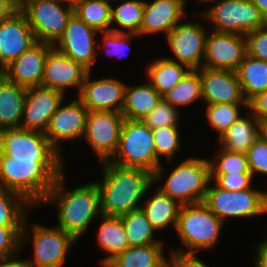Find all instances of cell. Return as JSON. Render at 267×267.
<instances>
[{
  "instance_id": "cell-44",
  "label": "cell",
  "mask_w": 267,
  "mask_h": 267,
  "mask_svg": "<svg viewBox=\"0 0 267 267\" xmlns=\"http://www.w3.org/2000/svg\"><path fill=\"white\" fill-rule=\"evenodd\" d=\"M251 173L211 174V182L228 191H241L252 187Z\"/></svg>"
},
{
  "instance_id": "cell-39",
  "label": "cell",
  "mask_w": 267,
  "mask_h": 267,
  "mask_svg": "<svg viewBox=\"0 0 267 267\" xmlns=\"http://www.w3.org/2000/svg\"><path fill=\"white\" fill-rule=\"evenodd\" d=\"M156 158L161 163V156L165 157L167 162L174 161V156L180 150V131L179 127H162L152 130Z\"/></svg>"
},
{
  "instance_id": "cell-41",
  "label": "cell",
  "mask_w": 267,
  "mask_h": 267,
  "mask_svg": "<svg viewBox=\"0 0 267 267\" xmlns=\"http://www.w3.org/2000/svg\"><path fill=\"white\" fill-rule=\"evenodd\" d=\"M22 228L23 226H0V261L16 258L20 253Z\"/></svg>"
},
{
  "instance_id": "cell-22",
  "label": "cell",
  "mask_w": 267,
  "mask_h": 267,
  "mask_svg": "<svg viewBox=\"0 0 267 267\" xmlns=\"http://www.w3.org/2000/svg\"><path fill=\"white\" fill-rule=\"evenodd\" d=\"M89 70L54 48L48 53L42 86L67 93V88H78L80 93ZM70 87V88H69Z\"/></svg>"
},
{
  "instance_id": "cell-6",
  "label": "cell",
  "mask_w": 267,
  "mask_h": 267,
  "mask_svg": "<svg viewBox=\"0 0 267 267\" xmlns=\"http://www.w3.org/2000/svg\"><path fill=\"white\" fill-rule=\"evenodd\" d=\"M211 182L209 160L188 157L178 163L158 187L181 205L203 202Z\"/></svg>"
},
{
  "instance_id": "cell-18",
  "label": "cell",
  "mask_w": 267,
  "mask_h": 267,
  "mask_svg": "<svg viewBox=\"0 0 267 267\" xmlns=\"http://www.w3.org/2000/svg\"><path fill=\"white\" fill-rule=\"evenodd\" d=\"M36 43L33 30L22 12L0 21V74Z\"/></svg>"
},
{
  "instance_id": "cell-37",
  "label": "cell",
  "mask_w": 267,
  "mask_h": 267,
  "mask_svg": "<svg viewBox=\"0 0 267 267\" xmlns=\"http://www.w3.org/2000/svg\"><path fill=\"white\" fill-rule=\"evenodd\" d=\"M206 118L210 126L218 131V137L228 130L241 116L240 108L247 110V104H206Z\"/></svg>"
},
{
  "instance_id": "cell-32",
  "label": "cell",
  "mask_w": 267,
  "mask_h": 267,
  "mask_svg": "<svg viewBox=\"0 0 267 267\" xmlns=\"http://www.w3.org/2000/svg\"><path fill=\"white\" fill-rule=\"evenodd\" d=\"M123 221L124 231L130 247L164 244L155 238L156 229L145 216L141 208L120 216Z\"/></svg>"
},
{
  "instance_id": "cell-21",
  "label": "cell",
  "mask_w": 267,
  "mask_h": 267,
  "mask_svg": "<svg viewBox=\"0 0 267 267\" xmlns=\"http://www.w3.org/2000/svg\"><path fill=\"white\" fill-rule=\"evenodd\" d=\"M200 79L203 103L247 104L236 71L201 67Z\"/></svg>"
},
{
  "instance_id": "cell-25",
  "label": "cell",
  "mask_w": 267,
  "mask_h": 267,
  "mask_svg": "<svg viewBox=\"0 0 267 267\" xmlns=\"http://www.w3.org/2000/svg\"><path fill=\"white\" fill-rule=\"evenodd\" d=\"M26 91L0 74V131L20 127Z\"/></svg>"
},
{
  "instance_id": "cell-23",
  "label": "cell",
  "mask_w": 267,
  "mask_h": 267,
  "mask_svg": "<svg viewBox=\"0 0 267 267\" xmlns=\"http://www.w3.org/2000/svg\"><path fill=\"white\" fill-rule=\"evenodd\" d=\"M183 0H153L145 2V9L142 19L139 37L163 33L166 37L168 33L186 17Z\"/></svg>"
},
{
  "instance_id": "cell-20",
  "label": "cell",
  "mask_w": 267,
  "mask_h": 267,
  "mask_svg": "<svg viewBox=\"0 0 267 267\" xmlns=\"http://www.w3.org/2000/svg\"><path fill=\"white\" fill-rule=\"evenodd\" d=\"M52 49V44L37 42L6 66L1 74L26 89L42 86L46 58Z\"/></svg>"
},
{
  "instance_id": "cell-29",
  "label": "cell",
  "mask_w": 267,
  "mask_h": 267,
  "mask_svg": "<svg viewBox=\"0 0 267 267\" xmlns=\"http://www.w3.org/2000/svg\"><path fill=\"white\" fill-rule=\"evenodd\" d=\"M236 73L247 102L267 90V61L246 55Z\"/></svg>"
},
{
  "instance_id": "cell-35",
  "label": "cell",
  "mask_w": 267,
  "mask_h": 267,
  "mask_svg": "<svg viewBox=\"0 0 267 267\" xmlns=\"http://www.w3.org/2000/svg\"><path fill=\"white\" fill-rule=\"evenodd\" d=\"M162 97L176 108L187 106L196 100L203 101L200 69L190 70L178 84Z\"/></svg>"
},
{
  "instance_id": "cell-57",
  "label": "cell",
  "mask_w": 267,
  "mask_h": 267,
  "mask_svg": "<svg viewBox=\"0 0 267 267\" xmlns=\"http://www.w3.org/2000/svg\"><path fill=\"white\" fill-rule=\"evenodd\" d=\"M101 265H103V267H112L108 262H101Z\"/></svg>"
},
{
  "instance_id": "cell-7",
  "label": "cell",
  "mask_w": 267,
  "mask_h": 267,
  "mask_svg": "<svg viewBox=\"0 0 267 267\" xmlns=\"http://www.w3.org/2000/svg\"><path fill=\"white\" fill-rule=\"evenodd\" d=\"M26 221L27 217L21 231V250L27 239L32 236L34 255L33 258L24 259L25 264L28 267H62L77 240L57 226L33 224L29 231Z\"/></svg>"
},
{
  "instance_id": "cell-36",
  "label": "cell",
  "mask_w": 267,
  "mask_h": 267,
  "mask_svg": "<svg viewBox=\"0 0 267 267\" xmlns=\"http://www.w3.org/2000/svg\"><path fill=\"white\" fill-rule=\"evenodd\" d=\"M26 206L33 208L21 194L0 189V226H23Z\"/></svg>"
},
{
  "instance_id": "cell-11",
  "label": "cell",
  "mask_w": 267,
  "mask_h": 267,
  "mask_svg": "<svg viewBox=\"0 0 267 267\" xmlns=\"http://www.w3.org/2000/svg\"><path fill=\"white\" fill-rule=\"evenodd\" d=\"M21 12L26 16L37 42L53 45L74 14V6L54 0H33Z\"/></svg>"
},
{
  "instance_id": "cell-54",
  "label": "cell",
  "mask_w": 267,
  "mask_h": 267,
  "mask_svg": "<svg viewBox=\"0 0 267 267\" xmlns=\"http://www.w3.org/2000/svg\"><path fill=\"white\" fill-rule=\"evenodd\" d=\"M261 136L267 143V121L261 122Z\"/></svg>"
},
{
  "instance_id": "cell-49",
  "label": "cell",
  "mask_w": 267,
  "mask_h": 267,
  "mask_svg": "<svg viewBox=\"0 0 267 267\" xmlns=\"http://www.w3.org/2000/svg\"><path fill=\"white\" fill-rule=\"evenodd\" d=\"M16 12L8 0H0V21L12 17Z\"/></svg>"
},
{
  "instance_id": "cell-51",
  "label": "cell",
  "mask_w": 267,
  "mask_h": 267,
  "mask_svg": "<svg viewBox=\"0 0 267 267\" xmlns=\"http://www.w3.org/2000/svg\"><path fill=\"white\" fill-rule=\"evenodd\" d=\"M17 12L24 10L33 0H8Z\"/></svg>"
},
{
  "instance_id": "cell-33",
  "label": "cell",
  "mask_w": 267,
  "mask_h": 267,
  "mask_svg": "<svg viewBox=\"0 0 267 267\" xmlns=\"http://www.w3.org/2000/svg\"><path fill=\"white\" fill-rule=\"evenodd\" d=\"M111 6L105 0H76L74 13L98 32L111 31Z\"/></svg>"
},
{
  "instance_id": "cell-13",
  "label": "cell",
  "mask_w": 267,
  "mask_h": 267,
  "mask_svg": "<svg viewBox=\"0 0 267 267\" xmlns=\"http://www.w3.org/2000/svg\"><path fill=\"white\" fill-rule=\"evenodd\" d=\"M206 27L201 23L179 22L166 36L169 48L174 58H168L186 66L189 70L202 67L207 38Z\"/></svg>"
},
{
  "instance_id": "cell-15",
  "label": "cell",
  "mask_w": 267,
  "mask_h": 267,
  "mask_svg": "<svg viewBox=\"0 0 267 267\" xmlns=\"http://www.w3.org/2000/svg\"><path fill=\"white\" fill-rule=\"evenodd\" d=\"M246 55V36L213 31L207 34L202 67L236 71Z\"/></svg>"
},
{
  "instance_id": "cell-45",
  "label": "cell",
  "mask_w": 267,
  "mask_h": 267,
  "mask_svg": "<svg viewBox=\"0 0 267 267\" xmlns=\"http://www.w3.org/2000/svg\"><path fill=\"white\" fill-rule=\"evenodd\" d=\"M247 55L267 61V22L261 28L247 33Z\"/></svg>"
},
{
  "instance_id": "cell-5",
  "label": "cell",
  "mask_w": 267,
  "mask_h": 267,
  "mask_svg": "<svg viewBox=\"0 0 267 267\" xmlns=\"http://www.w3.org/2000/svg\"><path fill=\"white\" fill-rule=\"evenodd\" d=\"M224 222L203 202L182 205L176 232L183 249H173L170 254H196L199 250L213 248L218 242Z\"/></svg>"
},
{
  "instance_id": "cell-52",
  "label": "cell",
  "mask_w": 267,
  "mask_h": 267,
  "mask_svg": "<svg viewBox=\"0 0 267 267\" xmlns=\"http://www.w3.org/2000/svg\"><path fill=\"white\" fill-rule=\"evenodd\" d=\"M252 1L260 10V13L265 22H267V0H252Z\"/></svg>"
},
{
  "instance_id": "cell-3",
  "label": "cell",
  "mask_w": 267,
  "mask_h": 267,
  "mask_svg": "<svg viewBox=\"0 0 267 267\" xmlns=\"http://www.w3.org/2000/svg\"><path fill=\"white\" fill-rule=\"evenodd\" d=\"M63 162L14 160L0 153V189L21 194L35 207L42 204L64 171Z\"/></svg>"
},
{
  "instance_id": "cell-56",
  "label": "cell",
  "mask_w": 267,
  "mask_h": 267,
  "mask_svg": "<svg viewBox=\"0 0 267 267\" xmlns=\"http://www.w3.org/2000/svg\"><path fill=\"white\" fill-rule=\"evenodd\" d=\"M198 1V3H199V1H200V3H205L206 2V4H207V2H216V3H218L220 0H197Z\"/></svg>"
},
{
  "instance_id": "cell-28",
  "label": "cell",
  "mask_w": 267,
  "mask_h": 267,
  "mask_svg": "<svg viewBox=\"0 0 267 267\" xmlns=\"http://www.w3.org/2000/svg\"><path fill=\"white\" fill-rule=\"evenodd\" d=\"M101 225L98 230L97 240L99 247L105 253L106 257L100 262H109L117 254L124 252L129 246L127 237L124 231L123 221L121 217L104 216L101 217Z\"/></svg>"
},
{
  "instance_id": "cell-50",
  "label": "cell",
  "mask_w": 267,
  "mask_h": 267,
  "mask_svg": "<svg viewBox=\"0 0 267 267\" xmlns=\"http://www.w3.org/2000/svg\"><path fill=\"white\" fill-rule=\"evenodd\" d=\"M0 267H28L25 264L24 259H10V260H6V261H0Z\"/></svg>"
},
{
  "instance_id": "cell-10",
  "label": "cell",
  "mask_w": 267,
  "mask_h": 267,
  "mask_svg": "<svg viewBox=\"0 0 267 267\" xmlns=\"http://www.w3.org/2000/svg\"><path fill=\"white\" fill-rule=\"evenodd\" d=\"M0 153L14 160L64 161L43 132L20 127L0 131Z\"/></svg>"
},
{
  "instance_id": "cell-53",
  "label": "cell",
  "mask_w": 267,
  "mask_h": 267,
  "mask_svg": "<svg viewBox=\"0 0 267 267\" xmlns=\"http://www.w3.org/2000/svg\"><path fill=\"white\" fill-rule=\"evenodd\" d=\"M159 267H179V265L177 261L170 255V257L165 259Z\"/></svg>"
},
{
  "instance_id": "cell-58",
  "label": "cell",
  "mask_w": 267,
  "mask_h": 267,
  "mask_svg": "<svg viewBox=\"0 0 267 267\" xmlns=\"http://www.w3.org/2000/svg\"><path fill=\"white\" fill-rule=\"evenodd\" d=\"M105 1L108 3H111L112 1H118V0H105ZM119 1H122V0H119Z\"/></svg>"
},
{
  "instance_id": "cell-12",
  "label": "cell",
  "mask_w": 267,
  "mask_h": 267,
  "mask_svg": "<svg viewBox=\"0 0 267 267\" xmlns=\"http://www.w3.org/2000/svg\"><path fill=\"white\" fill-rule=\"evenodd\" d=\"M124 116L115 111H89L84 139L99 161L109 160L118 147Z\"/></svg>"
},
{
  "instance_id": "cell-31",
  "label": "cell",
  "mask_w": 267,
  "mask_h": 267,
  "mask_svg": "<svg viewBox=\"0 0 267 267\" xmlns=\"http://www.w3.org/2000/svg\"><path fill=\"white\" fill-rule=\"evenodd\" d=\"M163 244L128 247L108 263L112 267H159L165 259Z\"/></svg>"
},
{
  "instance_id": "cell-27",
  "label": "cell",
  "mask_w": 267,
  "mask_h": 267,
  "mask_svg": "<svg viewBox=\"0 0 267 267\" xmlns=\"http://www.w3.org/2000/svg\"><path fill=\"white\" fill-rule=\"evenodd\" d=\"M155 191L156 193L145 201V206L142 203L140 208L156 231L171 225L176 229L182 205L166 195L158 186Z\"/></svg>"
},
{
  "instance_id": "cell-42",
  "label": "cell",
  "mask_w": 267,
  "mask_h": 267,
  "mask_svg": "<svg viewBox=\"0 0 267 267\" xmlns=\"http://www.w3.org/2000/svg\"><path fill=\"white\" fill-rule=\"evenodd\" d=\"M102 35V41L104 42L102 45L103 50L109 56H116L117 58H125L127 49H129V42L132 37H137L138 34L134 33H120L116 31H104L99 32Z\"/></svg>"
},
{
  "instance_id": "cell-26",
  "label": "cell",
  "mask_w": 267,
  "mask_h": 267,
  "mask_svg": "<svg viewBox=\"0 0 267 267\" xmlns=\"http://www.w3.org/2000/svg\"><path fill=\"white\" fill-rule=\"evenodd\" d=\"M162 99V95L147 81L142 85L125 86L121 114L125 119L143 120Z\"/></svg>"
},
{
  "instance_id": "cell-40",
  "label": "cell",
  "mask_w": 267,
  "mask_h": 267,
  "mask_svg": "<svg viewBox=\"0 0 267 267\" xmlns=\"http://www.w3.org/2000/svg\"><path fill=\"white\" fill-rule=\"evenodd\" d=\"M179 116L178 108L162 97L157 106L142 121L152 130L162 127H178Z\"/></svg>"
},
{
  "instance_id": "cell-38",
  "label": "cell",
  "mask_w": 267,
  "mask_h": 267,
  "mask_svg": "<svg viewBox=\"0 0 267 267\" xmlns=\"http://www.w3.org/2000/svg\"><path fill=\"white\" fill-rule=\"evenodd\" d=\"M219 150L215 159L209 160L211 174L251 173L246 154L231 152L223 148Z\"/></svg>"
},
{
  "instance_id": "cell-34",
  "label": "cell",
  "mask_w": 267,
  "mask_h": 267,
  "mask_svg": "<svg viewBox=\"0 0 267 267\" xmlns=\"http://www.w3.org/2000/svg\"><path fill=\"white\" fill-rule=\"evenodd\" d=\"M145 9V0H122L117 7L111 6V23L119 28L112 27V31L120 33L138 34L142 24Z\"/></svg>"
},
{
  "instance_id": "cell-9",
  "label": "cell",
  "mask_w": 267,
  "mask_h": 267,
  "mask_svg": "<svg viewBox=\"0 0 267 267\" xmlns=\"http://www.w3.org/2000/svg\"><path fill=\"white\" fill-rule=\"evenodd\" d=\"M219 33L245 36L266 24L252 0H220L201 15Z\"/></svg>"
},
{
  "instance_id": "cell-14",
  "label": "cell",
  "mask_w": 267,
  "mask_h": 267,
  "mask_svg": "<svg viewBox=\"0 0 267 267\" xmlns=\"http://www.w3.org/2000/svg\"><path fill=\"white\" fill-rule=\"evenodd\" d=\"M96 34L97 30L88 26L74 13L53 48L91 71L98 54L95 50Z\"/></svg>"
},
{
  "instance_id": "cell-55",
  "label": "cell",
  "mask_w": 267,
  "mask_h": 267,
  "mask_svg": "<svg viewBox=\"0 0 267 267\" xmlns=\"http://www.w3.org/2000/svg\"><path fill=\"white\" fill-rule=\"evenodd\" d=\"M54 1L66 4L68 6H74L76 2V0H54Z\"/></svg>"
},
{
  "instance_id": "cell-4",
  "label": "cell",
  "mask_w": 267,
  "mask_h": 267,
  "mask_svg": "<svg viewBox=\"0 0 267 267\" xmlns=\"http://www.w3.org/2000/svg\"><path fill=\"white\" fill-rule=\"evenodd\" d=\"M108 161L122 167L147 170L154 174V184L165 176L164 166L156 158L152 129L142 120H124L118 147Z\"/></svg>"
},
{
  "instance_id": "cell-8",
  "label": "cell",
  "mask_w": 267,
  "mask_h": 267,
  "mask_svg": "<svg viewBox=\"0 0 267 267\" xmlns=\"http://www.w3.org/2000/svg\"><path fill=\"white\" fill-rule=\"evenodd\" d=\"M208 186L203 203L224 223L228 218L254 217L267 213V192L253 187L241 191H228Z\"/></svg>"
},
{
  "instance_id": "cell-43",
  "label": "cell",
  "mask_w": 267,
  "mask_h": 267,
  "mask_svg": "<svg viewBox=\"0 0 267 267\" xmlns=\"http://www.w3.org/2000/svg\"><path fill=\"white\" fill-rule=\"evenodd\" d=\"M252 176L267 175V143L260 135L246 153Z\"/></svg>"
},
{
  "instance_id": "cell-47",
  "label": "cell",
  "mask_w": 267,
  "mask_h": 267,
  "mask_svg": "<svg viewBox=\"0 0 267 267\" xmlns=\"http://www.w3.org/2000/svg\"><path fill=\"white\" fill-rule=\"evenodd\" d=\"M179 267H209L196 254H171Z\"/></svg>"
},
{
  "instance_id": "cell-1",
  "label": "cell",
  "mask_w": 267,
  "mask_h": 267,
  "mask_svg": "<svg viewBox=\"0 0 267 267\" xmlns=\"http://www.w3.org/2000/svg\"><path fill=\"white\" fill-rule=\"evenodd\" d=\"M103 183L100 191L101 213L120 217L139 209L140 199L154 185V174L141 168L122 167L108 160L102 161Z\"/></svg>"
},
{
  "instance_id": "cell-2",
  "label": "cell",
  "mask_w": 267,
  "mask_h": 267,
  "mask_svg": "<svg viewBox=\"0 0 267 267\" xmlns=\"http://www.w3.org/2000/svg\"><path fill=\"white\" fill-rule=\"evenodd\" d=\"M64 172L55 180L54 186L42 202L56 204L58 225L76 240L87 230L95 217H101L100 191L96 182L67 190Z\"/></svg>"
},
{
  "instance_id": "cell-16",
  "label": "cell",
  "mask_w": 267,
  "mask_h": 267,
  "mask_svg": "<svg viewBox=\"0 0 267 267\" xmlns=\"http://www.w3.org/2000/svg\"><path fill=\"white\" fill-rule=\"evenodd\" d=\"M52 115L45 135L50 144L61 154L62 141H73L84 136L88 109L83 102L76 98L69 104L62 106Z\"/></svg>"
},
{
  "instance_id": "cell-30",
  "label": "cell",
  "mask_w": 267,
  "mask_h": 267,
  "mask_svg": "<svg viewBox=\"0 0 267 267\" xmlns=\"http://www.w3.org/2000/svg\"><path fill=\"white\" fill-rule=\"evenodd\" d=\"M146 71L152 87L163 96L178 84L190 70L167 57H162L152 61Z\"/></svg>"
},
{
  "instance_id": "cell-48",
  "label": "cell",
  "mask_w": 267,
  "mask_h": 267,
  "mask_svg": "<svg viewBox=\"0 0 267 267\" xmlns=\"http://www.w3.org/2000/svg\"><path fill=\"white\" fill-rule=\"evenodd\" d=\"M257 246L254 267H267V239L260 242Z\"/></svg>"
},
{
  "instance_id": "cell-46",
  "label": "cell",
  "mask_w": 267,
  "mask_h": 267,
  "mask_svg": "<svg viewBox=\"0 0 267 267\" xmlns=\"http://www.w3.org/2000/svg\"><path fill=\"white\" fill-rule=\"evenodd\" d=\"M247 109L261 122L267 121V90L252 97L247 102Z\"/></svg>"
},
{
  "instance_id": "cell-17",
  "label": "cell",
  "mask_w": 267,
  "mask_h": 267,
  "mask_svg": "<svg viewBox=\"0 0 267 267\" xmlns=\"http://www.w3.org/2000/svg\"><path fill=\"white\" fill-rule=\"evenodd\" d=\"M65 95L44 86L27 88L20 128L45 133L52 115L64 102Z\"/></svg>"
},
{
  "instance_id": "cell-24",
  "label": "cell",
  "mask_w": 267,
  "mask_h": 267,
  "mask_svg": "<svg viewBox=\"0 0 267 267\" xmlns=\"http://www.w3.org/2000/svg\"><path fill=\"white\" fill-rule=\"evenodd\" d=\"M218 137L221 148L246 154L254 141L261 135V121L249 110Z\"/></svg>"
},
{
  "instance_id": "cell-19",
  "label": "cell",
  "mask_w": 267,
  "mask_h": 267,
  "mask_svg": "<svg viewBox=\"0 0 267 267\" xmlns=\"http://www.w3.org/2000/svg\"><path fill=\"white\" fill-rule=\"evenodd\" d=\"M91 71L87 74L79 95H76L88 111L122 112L126 83L115 78L92 81Z\"/></svg>"
}]
</instances>
